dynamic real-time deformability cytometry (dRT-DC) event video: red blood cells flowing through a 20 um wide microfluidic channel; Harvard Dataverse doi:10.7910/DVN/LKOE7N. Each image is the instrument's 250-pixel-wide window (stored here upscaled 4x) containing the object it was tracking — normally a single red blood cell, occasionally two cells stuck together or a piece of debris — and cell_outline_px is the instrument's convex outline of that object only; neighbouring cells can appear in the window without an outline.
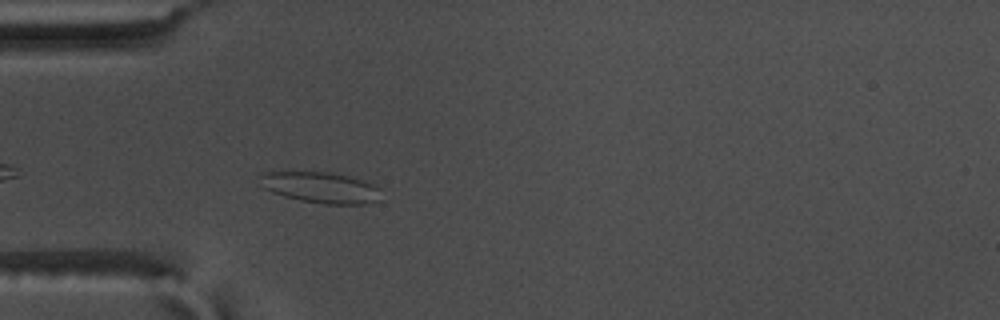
{"species": "common noctule bat (a hibernating species)", "species_latin": "Nyctalus noctula", "temperature_condition": "warm", "stored_images_in_passage": 44, "camera_frame_rate_fps": 3000, "um_per_image_px": 0.085, "animal": {"sex": "male", "body_mass_g": 17.5, "forearm_length_mm": 52.3}, "frame": {"image": 1, "passage_image": 4, "time_ms": 1.0, "image_size_px": [1000, 320], "cell_outline_px": [[380, 200], [364, 204], [324, 204], [300, 200], [284, 196], [272, 192], [264, 188], [256, 176], [260, 172], [332, 172], [364, 180], [380, 188]], "centroid_in_image_um": [27.24, 15.93], "position_along_channel_um": 57.8, "area_um2": 22.08}}
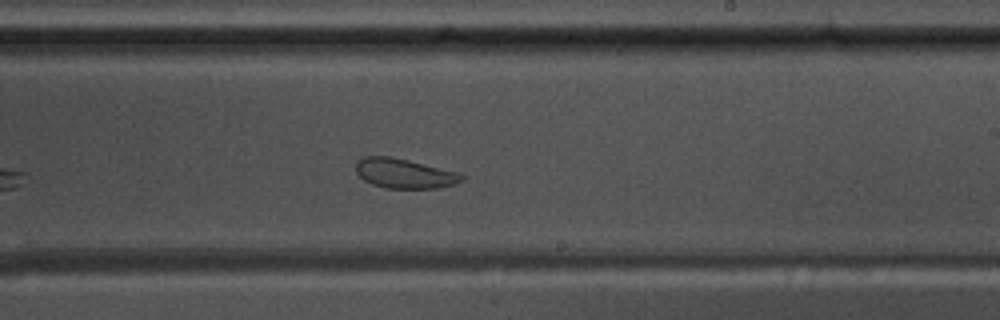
{"frame": {"image": 2, "passage_image": 21, "time_ms": 6.667, "image_size_px": [1000, 320], "cell_outline_px": [[464, 180], [452, 184], [436, 188], [388, 188], [372, 184], [364, 180], [356, 172], [356, 160], [364, 156], [392, 156], [460, 172], [464, 176]], "centroid_in_image_um": [34.36, 14.72], "position_along_channel_um": 254.6, "area_um2": 18.38}}
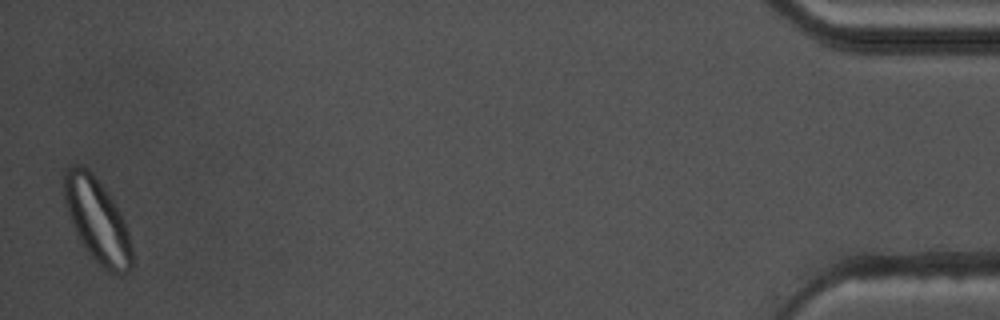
{"frame": {"image": 3, "passage_image": 43, "time_ms": 14.0, "image_size_px": [1000, 320], "cell_outline_px": [[132, 268], [128, 272], [112, 276], [80, 244], [68, 216], [64, 200], [64, 168], [76, 164], [88, 168], [92, 172], [108, 192], [120, 212], [128, 228], [132, 248]], "centroid_in_image_um": [8.26, 18.73], "position_along_channel_um": 426.9, "area_um2": 33.7}, "authors_computed_cell_mechanics": {"area_um2": 21.097, "velocity_mm_per_s": 3.5752, "shape_relaxation_time_tau1_ms": null, "shape_relaxation_time_tau2_ms": 1.5608, "deformation_change_tau1": null, "deformation_change_tau2": 0.0691}}